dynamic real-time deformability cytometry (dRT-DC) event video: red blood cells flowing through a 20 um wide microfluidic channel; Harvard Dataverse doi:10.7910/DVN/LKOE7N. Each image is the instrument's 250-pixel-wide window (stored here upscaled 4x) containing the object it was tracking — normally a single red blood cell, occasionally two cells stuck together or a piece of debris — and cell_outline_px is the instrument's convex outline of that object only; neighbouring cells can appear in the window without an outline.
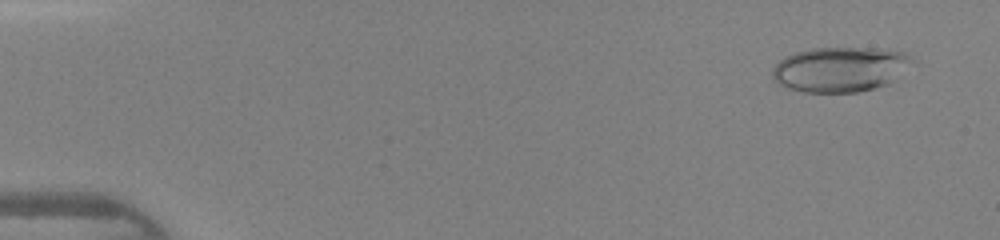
{"species": "human", "species_latin": "Homo sapiens", "temperature_condition": "warm", "stored_images_in_passage": 14, "camera_frame_rate_fps": 3000, "um_per_image_px": 0.085, "donor": {"sex": "female"}, "frame": {"image": 1, "passage_image": 3, "time_ms": 0.667, "image_size_px": [1000, 240], "cell_outline_px": [[916, 64], [888, 84], [876, 88], [856, 92], [804, 92], [784, 88], [772, 80], [772, 68], [784, 56], [796, 52], [812, 48], [876, 48], [904, 52], [912, 56], [916, 60]], "centroid_in_image_um": [71.44, 5.89], "position_along_channel_um": 13.6, "area_um2": 37.34}}